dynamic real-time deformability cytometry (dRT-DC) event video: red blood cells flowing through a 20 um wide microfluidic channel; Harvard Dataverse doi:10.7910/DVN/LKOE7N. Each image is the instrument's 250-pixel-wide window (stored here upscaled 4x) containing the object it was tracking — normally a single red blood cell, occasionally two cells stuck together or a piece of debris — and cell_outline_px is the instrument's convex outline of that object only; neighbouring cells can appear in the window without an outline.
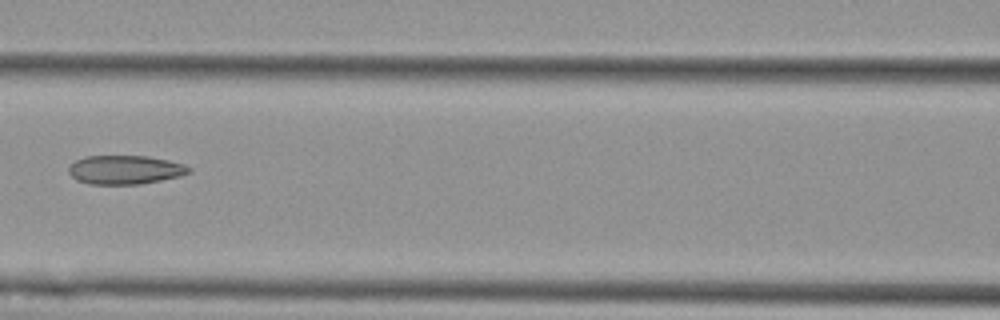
{"species": "Egyptian fruit bat (a non-hibernating species)", "species_latin": "Rousettus aegyptiacus", "temperature_condition": "cold", "stored_images_in_passage": 5, "camera_frame_rate_fps": 3000, "um_per_image_px": 0.085, "animal": {"sex": "female"}, "frame": {"image": 1, "passage_image": 3, "time_ms": 2.333, "image_size_px": [1000, 320], "cell_outline_px": [[192, 172], [180, 176], [140, 184], [88, 184], [76, 180], [68, 172], [68, 168], [76, 160], [84, 156], [148, 156], [168, 160], [184, 164], [192, 168]], "centroid_in_image_um": [10.64, 14.43], "position_along_channel_um": 156.0, "area_um2": 20.29}}
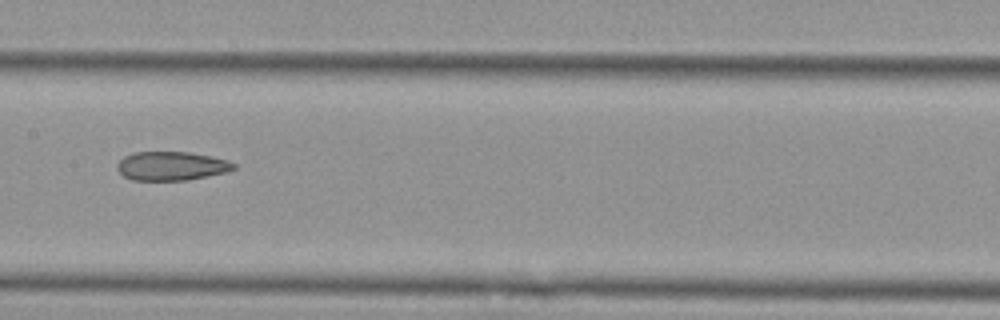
{"frame": {"image": 2, "passage_image": 4, "time_ms": 3.333, "image_size_px": [1000, 320], "cell_outline_px": [[236, 168], [224, 172], [188, 180], [132, 180], [124, 176], [116, 168], [116, 164], [124, 156], [132, 152], [188, 152], [212, 156], [228, 160], [236, 164]], "centroid_in_image_um": [14.55, 14.1], "position_along_channel_um": 192.8, "area_um2": 19.59}}
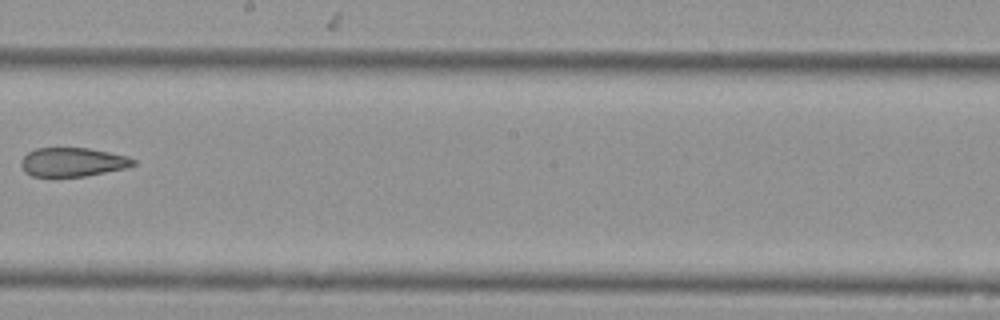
{"frame": {"image": 3, "passage_image": 5, "time_ms": 4.667, "image_size_px": [1000, 320], "cell_outline_px": [[136, 164], [128, 168], [84, 176], [32, 176], [24, 172], [20, 164], [20, 160], [28, 152], [36, 148], [88, 148], [128, 156], [136, 160]], "centroid_in_image_um": [6.18, 13.77], "position_along_channel_um": 242.0, "area_um2": 18.96}}